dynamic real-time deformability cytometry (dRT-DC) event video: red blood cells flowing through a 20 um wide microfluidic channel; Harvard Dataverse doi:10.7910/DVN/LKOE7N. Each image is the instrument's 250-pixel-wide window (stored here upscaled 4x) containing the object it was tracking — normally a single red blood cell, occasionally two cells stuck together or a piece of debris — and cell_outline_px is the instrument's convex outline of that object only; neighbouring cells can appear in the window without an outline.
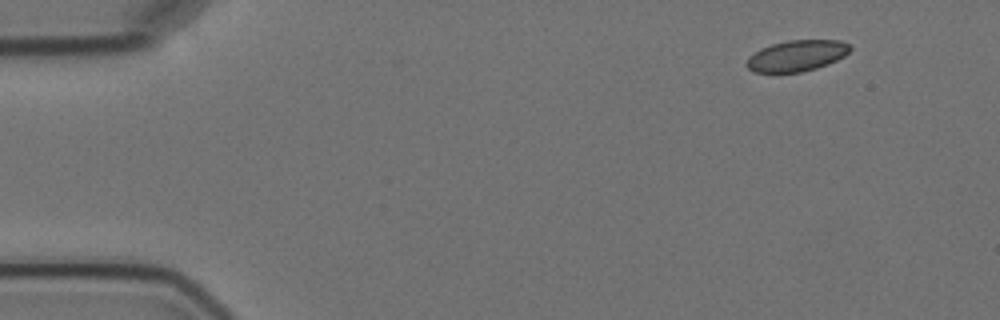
{"species": "Egyptian fruit bat (a non-hibernating species)", "species_latin": "Rousettus aegyptiacus", "temperature_condition": "cold", "stored_images_in_passage": 4, "camera_frame_rate_fps": 3000, "um_per_image_px": 0.085, "animal": {"sex": "female"}, "frame": {"image": 1, "passage_image": 1, "time_ms": 0.0, "image_size_px": [1000, 320], "cell_outline_px": [[852, 48], [844, 56], [828, 64], [816, 68], [800, 72], [752, 72], [744, 64], [748, 56], [760, 48], [772, 44], [788, 40], [840, 40], [848, 44]], "centroid_in_image_um": [67.68, 4.73], "position_along_channel_um": 17.3, "area_um2": 18.79}}
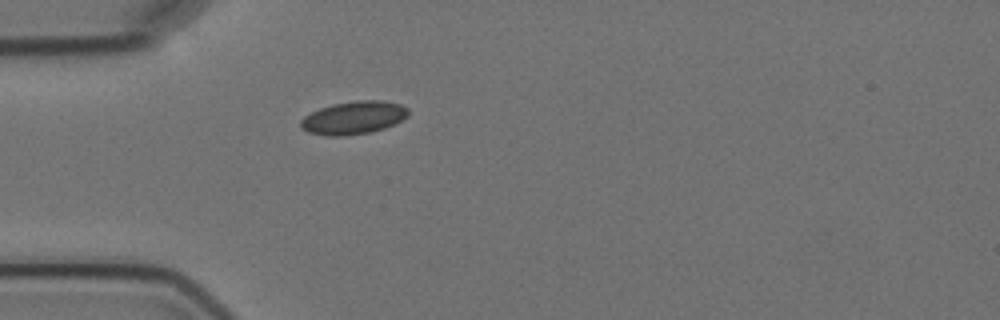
{"frame": {"image": 2, "passage_image": 4, "time_ms": 3.667, "image_size_px": [1000, 320], "cell_outline_px": [[408, 116], [384, 128], [372, 132], [344, 136], [328, 136], [308, 132], [300, 128], [300, 120], [304, 116], [320, 108], [332, 104], [356, 100], [384, 100], [400, 104], [408, 108]], "centroid_in_image_um": [30.03, 10.0], "position_along_channel_um": 55.0, "area_um2": 20.75}}